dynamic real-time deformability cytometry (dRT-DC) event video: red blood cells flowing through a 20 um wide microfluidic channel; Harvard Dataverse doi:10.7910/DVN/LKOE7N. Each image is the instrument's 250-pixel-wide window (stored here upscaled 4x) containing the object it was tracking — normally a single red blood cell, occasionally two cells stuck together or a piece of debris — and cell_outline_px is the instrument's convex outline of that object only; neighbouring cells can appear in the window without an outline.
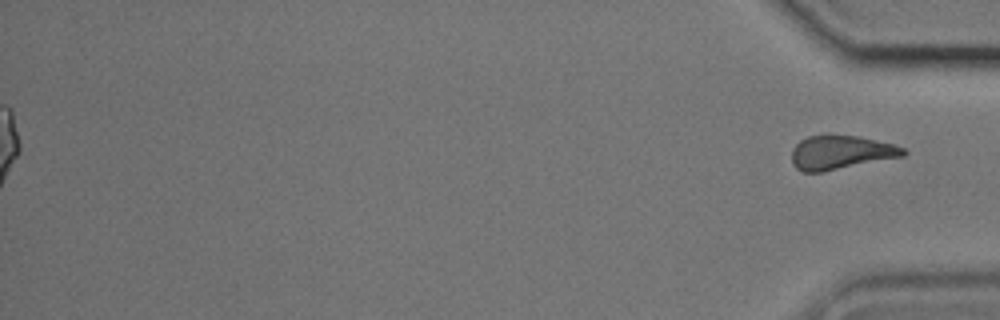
{"species": "common noctule bat (a hibernating species)", "species_latin": "Nyctalus noctula", "temperature_condition": "cold", "stored_images_in_passage": 51, "segment_of_instrument_passage": [2, 2], "camera_frame_rate_fps": 3000, "um_per_image_px": 0.085, "animal": {"sex": "male", "body_mass_g": 17.9, "forearm_length_mm": 54.2}, "frame": {"image": 1, "passage_image": 51, "time_ms": 16.667, "image_size_px": [1000, 320], "cell_outline_px": [[908, 152], [904, 156], [824, 172], [800, 172], [792, 164], [792, 148], [800, 140], [808, 136], [856, 136], [876, 140], [892, 144], [904, 148]], "centroid_in_image_um": [71.45, 12.98], "position_along_channel_um": 363.7, "area_um2": 21.96}}